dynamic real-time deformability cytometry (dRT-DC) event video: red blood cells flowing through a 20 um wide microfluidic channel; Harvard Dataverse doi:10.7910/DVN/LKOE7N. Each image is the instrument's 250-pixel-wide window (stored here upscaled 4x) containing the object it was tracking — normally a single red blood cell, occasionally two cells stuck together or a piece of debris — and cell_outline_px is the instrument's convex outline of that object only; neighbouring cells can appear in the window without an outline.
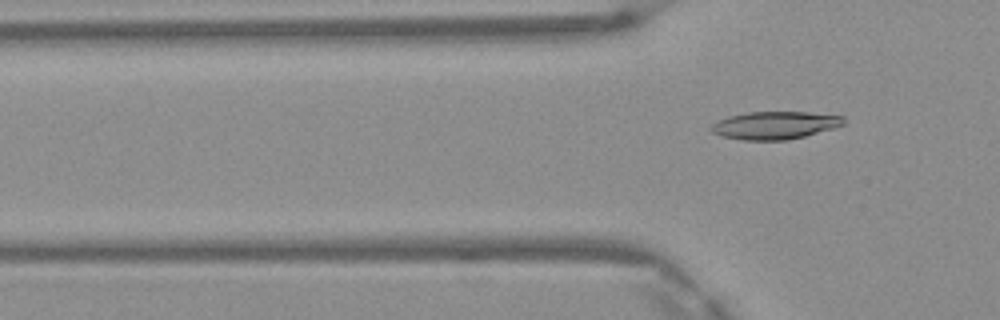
{"species": "Egyptian fruit bat (a non-hibernating species)", "species_latin": "Rousettus aegyptiacus", "temperature_condition": "warm", "stored_images_in_passage": 3, "camera_frame_rate_fps": 3000, "um_per_image_px": 0.085, "frame": {"image": 1, "passage_image": 3, "time_ms": 0.667, "image_size_px": [1000, 320], "cell_outline_px": [[844, 124], [832, 128], [804, 136], [788, 140], [744, 140], [724, 136], [712, 132], [708, 128], [716, 120], [728, 116], [748, 112], [808, 112], [844, 116]], "centroid_in_image_um": [65.82, 10.64], "position_along_channel_um": 60.0, "area_um2": 21.33}}